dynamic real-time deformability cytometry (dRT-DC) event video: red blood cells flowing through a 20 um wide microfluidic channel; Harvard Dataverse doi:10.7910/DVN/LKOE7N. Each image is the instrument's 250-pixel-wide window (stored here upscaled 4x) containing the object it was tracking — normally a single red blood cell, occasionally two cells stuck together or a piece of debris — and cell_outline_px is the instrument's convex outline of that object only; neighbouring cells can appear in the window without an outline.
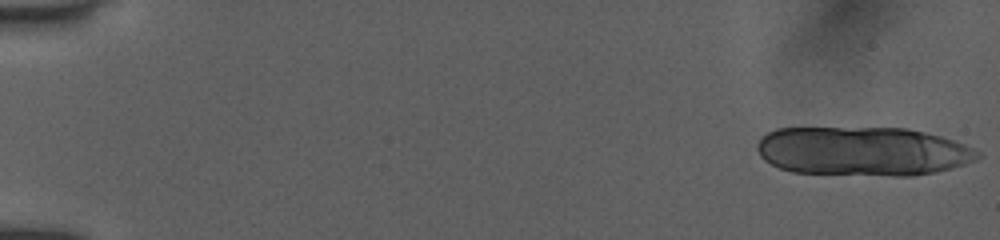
{"species": "human", "species_latin": "Homo sapiens", "temperature_condition": "room temperature", "stored_images_in_passage": 45, "camera_frame_rate_fps": 3000, "um_per_image_px": 0.085, "donor": {"sex": "female"}, "frame": {"image": 1, "passage_image": 1, "time_ms": 0.0, "image_size_px": [1000, 240], "cell_outline_px": [[984, 156], [976, 160], [964, 164], [936, 172], [912, 176], [892, 176], [792, 172], [780, 168], [764, 160], [760, 156], [756, 148], [756, 144], [768, 132], [776, 128], [908, 128], [940, 136], [964, 144], [980, 152]], "centroid_in_image_um": [73.34, 12.86], "position_along_channel_um": 11.7, "area_um2": 63.23}}
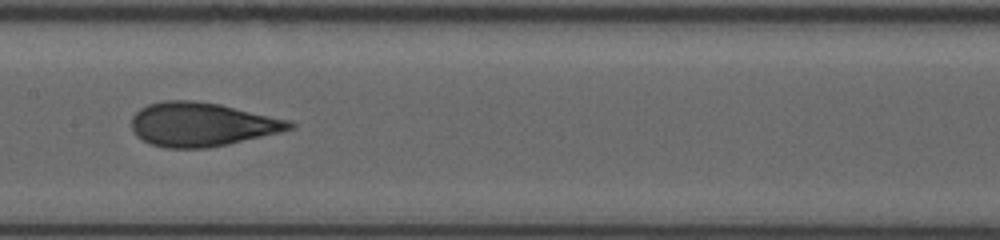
{"frame": {"image": 2, "passage_image": 26, "time_ms": 9.0, "image_size_px": [1000, 240], "cell_outline_px": [[296, 128], [280, 132], [228, 144], [208, 148], [164, 148], [152, 144], [136, 136], [132, 128], [132, 116], [140, 108], [148, 104], [164, 100], [192, 100], [220, 104], [292, 120], [296, 124]], "centroid_in_image_um": [17.18, 10.57], "position_along_channel_um": 190.2, "area_um2": 40.63}}
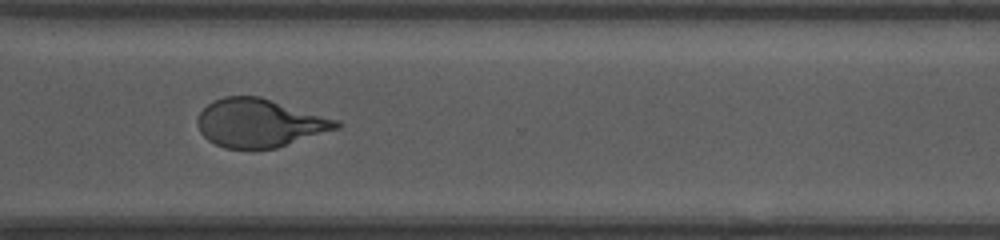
{"frame": {"image": 3, "passage_image": 44, "time_ms": 13.0, "image_size_px": [1000, 240], "cell_outline_px": [[344, 124], [340, 128], [276, 148], [224, 148], [208, 140], [200, 132], [196, 124], [196, 120], [200, 112], [212, 100], [224, 96], [260, 96], [340, 120]], "centroid_in_image_um": [22.08, 10.44], "position_along_channel_um": 348.5, "area_um2": 39.3}}